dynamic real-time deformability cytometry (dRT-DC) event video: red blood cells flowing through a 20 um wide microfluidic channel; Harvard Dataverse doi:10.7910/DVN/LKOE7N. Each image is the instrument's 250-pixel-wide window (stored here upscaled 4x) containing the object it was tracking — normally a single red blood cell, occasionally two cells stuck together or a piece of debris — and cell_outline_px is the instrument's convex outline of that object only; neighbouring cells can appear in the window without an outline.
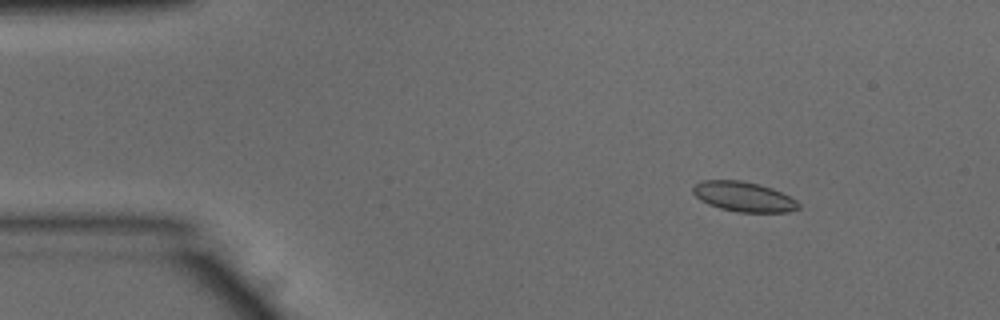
{"species": "common noctule bat (a hibernating species)", "species_latin": "Nyctalus noctula", "temperature_condition": "warm", "stored_images_in_passage": 49, "camera_frame_rate_fps": 3000, "um_per_image_px": 0.085, "animal": {"sex": "male", "body_mass_g": 15.6}, "frame": {"image": 1, "passage_image": 4, "time_ms": 1.0, "image_size_px": [1000, 320], "cell_outline_px": [[800, 208], [788, 212], [736, 212], [720, 208], [708, 204], [700, 200], [692, 192], [692, 188], [696, 184], [704, 180], [740, 180], [760, 184], [772, 188], [796, 200], [800, 204]], "centroid_in_image_um": [63.21, 16.72], "position_along_channel_um": 21.8, "area_um2": 18.38}}
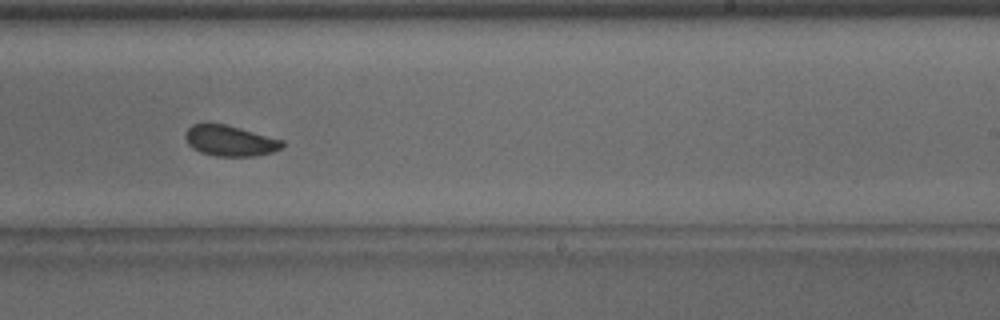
{"frame": {"image": 2, "passage_image": 29, "time_ms": 9.333, "image_size_px": [1000, 320], "cell_outline_px": [[284, 144], [280, 148], [272, 152], [256, 156], [216, 156], [200, 152], [192, 148], [188, 144], [184, 136], [184, 132], [192, 124], [224, 124], [240, 128], [284, 140]], "centroid_in_image_um": [19.53, 11.97], "position_along_channel_um": 269.5, "area_um2": 17.28}}
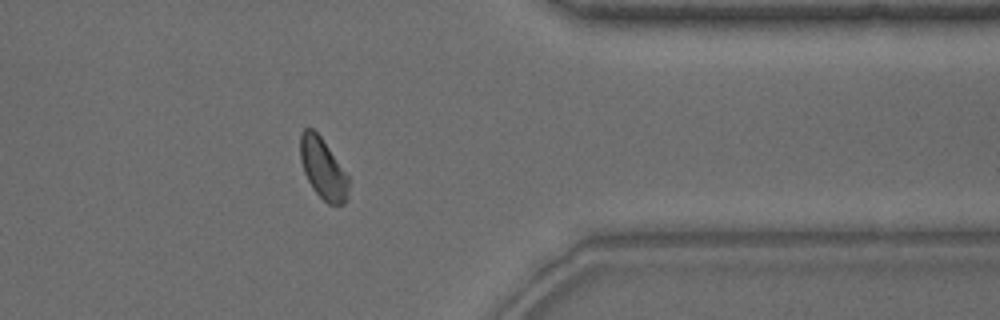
{"frame": {"image": 3, "passage_image": 39, "time_ms": 12.667, "image_size_px": [1000, 320], "cell_outline_px": [[352, 180], [348, 196], [344, 204], [328, 204], [312, 188], [304, 172], [300, 160], [300, 132], [304, 128], [312, 128], [320, 136]], "centroid_in_image_um": [27.48, 14.34], "position_along_channel_um": 383.9, "area_um2": 17.34}, "authors_computed_cell_mechanics": {"area_um2": 17.918, "velocity_mm_per_s": 3.867, "shape_relaxation_time_tau1_ms": null, "shape_relaxation_time_tau2_ms": 2.5435, "deformation_change_tau1": null, "deformation_change_tau2": 0.0636}}